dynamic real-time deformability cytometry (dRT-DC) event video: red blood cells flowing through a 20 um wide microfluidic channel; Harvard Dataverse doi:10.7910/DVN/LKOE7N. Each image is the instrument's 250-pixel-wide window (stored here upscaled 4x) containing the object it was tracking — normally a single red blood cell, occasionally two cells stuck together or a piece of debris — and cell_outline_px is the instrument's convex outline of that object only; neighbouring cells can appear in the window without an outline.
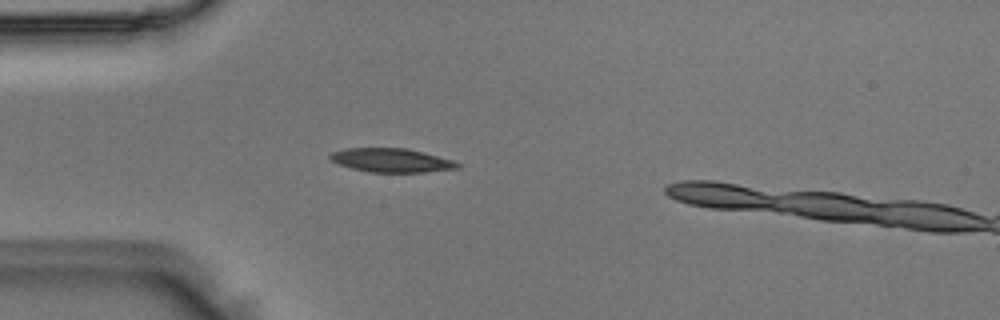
{"species": "Egyptian fruit bat (a non-hibernating species)", "species_latin": "Rousettus aegyptiacus", "temperature_condition": "room temperature", "stored_images_in_passage": 2, "camera_frame_rate_fps": 3000, "um_per_image_px": 0.085, "animal": {"sex": "male"}, "frame": {"image": 1, "passage_image": 1, "time_ms": 0.0, "image_size_px": [1000, 320], "cell_outline_px": [[460, 168], [424, 172], [368, 172], [352, 168], [340, 164], [332, 160], [328, 156], [332, 152], [348, 148], [408, 148], [424, 152], [452, 160], [460, 164]], "centroid_in_image_um": [33.29, 13.62], "position_along_channel_um": 51.7, "area_um2": 17.57}}